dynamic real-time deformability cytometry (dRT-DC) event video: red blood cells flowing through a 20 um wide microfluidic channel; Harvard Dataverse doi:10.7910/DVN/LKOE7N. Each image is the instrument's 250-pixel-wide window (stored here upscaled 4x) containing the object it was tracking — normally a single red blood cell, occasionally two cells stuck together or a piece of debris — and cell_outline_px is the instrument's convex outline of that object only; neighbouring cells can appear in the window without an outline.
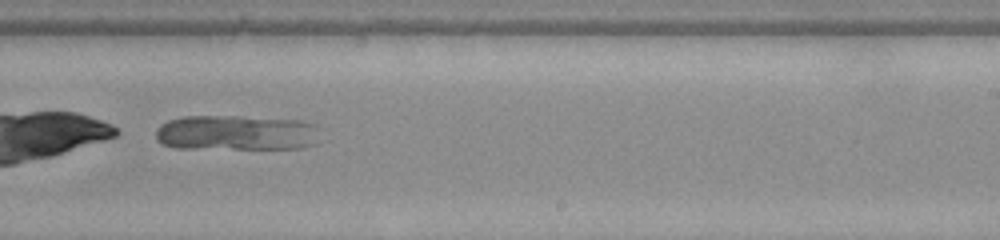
{"species": "common noctule bat (a hibernating species)", "species_latin": "Nyctalus noctula", "temperature_condition": "warm", "stored_images_in_passage": 29, "camera_frame_rate_fps": 3000, "um_per_image_px": 0.085, "animal": {"sex": "female", "body_mass_g": 22.0, "forearm_length_mm": 56.7}, "frame": {"image": 1, "passage_image": 17, "time_ms": 5.333, "image_size_px": [1000, 240], "cell_outline_px": [[316, 144], [300, 148], [176, 148], [160, 144], [156, 140], [156, 128], [160, 124], [168, 120], [184, 116], [240, 116], [300, 120], [316, 124]], "centroid_in_image_um": [20.03, 11.28], "position_along_channel_um": 269.0, "area_um2": 33.93}}